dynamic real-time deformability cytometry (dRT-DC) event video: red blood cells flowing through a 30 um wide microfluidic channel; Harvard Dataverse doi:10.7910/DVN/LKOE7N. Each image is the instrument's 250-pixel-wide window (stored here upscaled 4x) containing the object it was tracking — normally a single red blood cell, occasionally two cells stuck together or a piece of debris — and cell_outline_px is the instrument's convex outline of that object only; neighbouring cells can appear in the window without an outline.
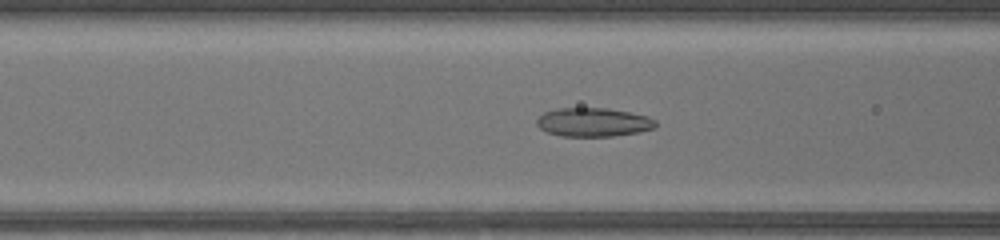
{"species": "common noctule bat (a hibernating species)", "species_latin": "Nyctalus noctula", "temperature_condition": "warm", "stored_images_in_passage": 46, "camera_frame_rate_fps": 3000, "um_per_image_px": 0.085, "animal": {"sex": "female", "body_mass_g": 17.0, "forearm_length_mm": 48.0}, "frame": {"image": 1, "passage_image": 19, "time_ms": 6.0, "image_size_px": [1000, 240], "cell_outline_px": [[656, 128], [640, 132], [612, 136], [560, 136], [548, 132], [540, 128], [536, 124], [536, 120], [544, 112], [556, 108], [608, 108], [648, 116], [656, 120]], "centroid_in_image_um": [50.44, 10.39], "position_along_channel_um": 116.2, "area_um2": 20.0}}
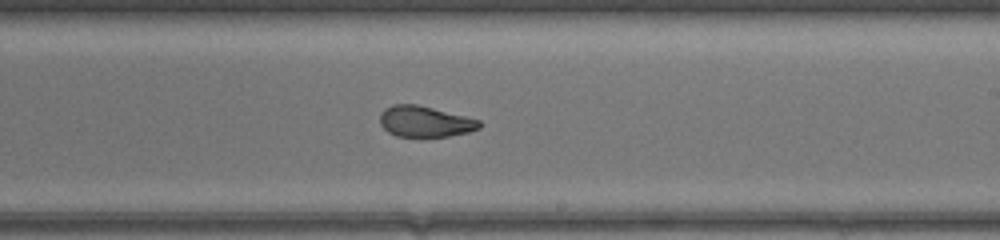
{"frame": {"image": 2, "passage_image": 28, "time_ms": 9.0, "image_size_px": [1000, 240], "cell_outline_px": [[480, 128], [468, 132], [448, 136], [396, 136], [388, 132], [380, 124], [380, 112], [384, 108], [392, 104], [416, 104], [480, 120]], "centroid_in_image_um": [36.08, 10.32], "position_along_channel_um": 252.9, "area_um2": 17.74}}
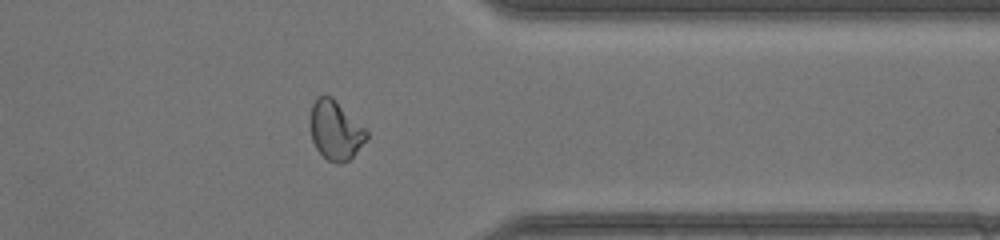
{"frame": {"image": 3, "passage_image": 37, "time_ms": 12.0, "image_size_px": [1000, 240], "cell_outline_px": [[368, 136], [352, 156], [348, 160], [340, 164], [328, 160], [316, 148], [312, 140], [308, 120], [312, 104], [316, 96], [332, 96], [368, 132]], "centroid_in_image_um": [28.45, 11.04], "position_along_channel_um": 382.9, "area_um2": 19.25}}